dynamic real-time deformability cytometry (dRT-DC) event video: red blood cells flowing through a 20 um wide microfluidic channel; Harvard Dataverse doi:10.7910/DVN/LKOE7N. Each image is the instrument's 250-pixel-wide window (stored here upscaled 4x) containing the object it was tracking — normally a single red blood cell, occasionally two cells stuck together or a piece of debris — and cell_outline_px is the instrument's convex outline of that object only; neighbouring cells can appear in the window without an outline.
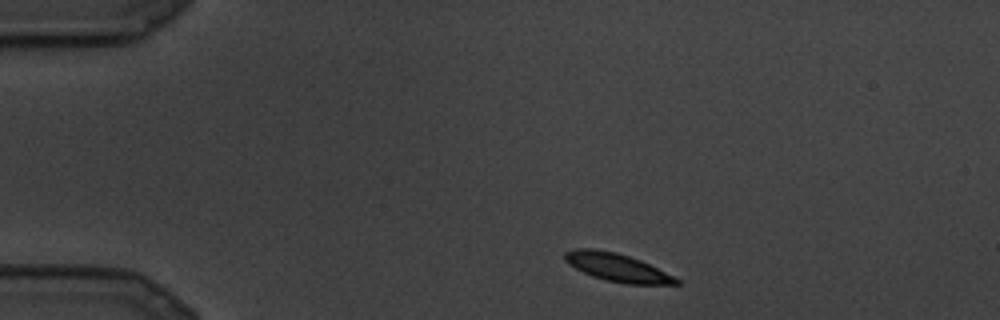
{"species": "common noctule bat (a hibernating species)", "species_latin": "Nyctalus noctula", "temperature_condition": "cold", "stored_images_in_passage": 23, "camera_frame_rate_fps": 3000, "um_per_image_px": 0.085, "animal": {"sex": "male", "body_mass_g": 19.5, "forearm_length_mm": 54.6}, "frame": {"image": 1, "passage_image": 1, "time_ms": 0.0, "image_size_px": [1000, 320], "cell_outline_px": [[680, 284], [624, 284], [604, 280], [592, 276], [568, 264], [564, 260], [564, 252], [576, 248], [592, 248], [616, 252], [640, 260], [680, 280]], "centroid_in_image_um": [52.4, 22.73], "position_along_channel_um": 32.6, "area_um2": 18.03}}
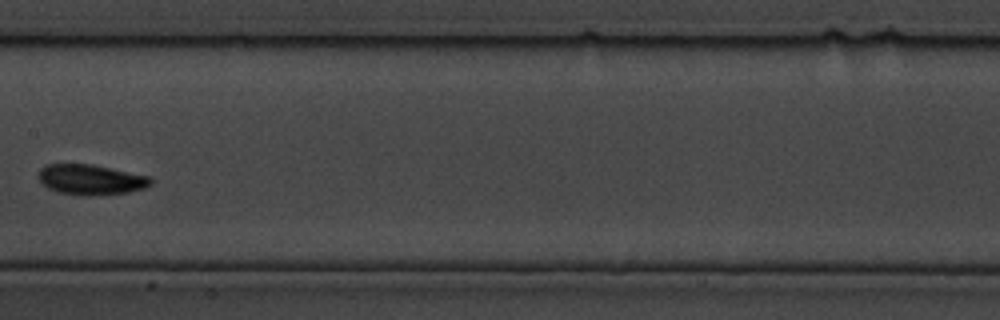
{"frame": {"image": 2, "passage_image": 10, "time_ms": 3.0, "image_size_px": [1000, 320], "cell_outline_px": [[152, 184], [144, 188], [128, 192], [84, 196], [56, 192], [48, 188], [40, 180], [40, 168], [48, 164], [92, 164], [148, 176], [152, 180]], "centroid_in_image_um": [7.72, 15.27], "position_along_channel_um": 199.7, "area_um2": 19.59}}
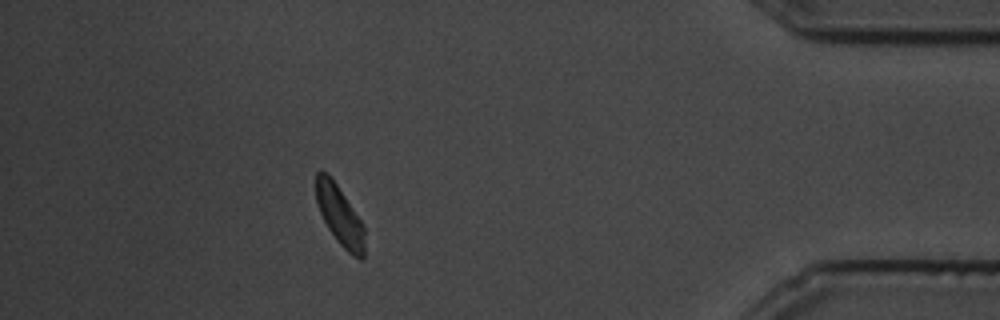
{"frame": {"image": 3, "passage_image": 20, "time_ms": 6.333, "image_size_px": [1000, 320], "cell_outline_px": [[364, 256], [360, 260], [352, 256], [336, 240], [328, 228], [316, 204], [316, 172], [320, 168], [336, 184], [364, 224]], "centroid_in_image_um": [28.88, 18.34], "position_along_channel_um": 406.3, "area_um2": 16.76}}